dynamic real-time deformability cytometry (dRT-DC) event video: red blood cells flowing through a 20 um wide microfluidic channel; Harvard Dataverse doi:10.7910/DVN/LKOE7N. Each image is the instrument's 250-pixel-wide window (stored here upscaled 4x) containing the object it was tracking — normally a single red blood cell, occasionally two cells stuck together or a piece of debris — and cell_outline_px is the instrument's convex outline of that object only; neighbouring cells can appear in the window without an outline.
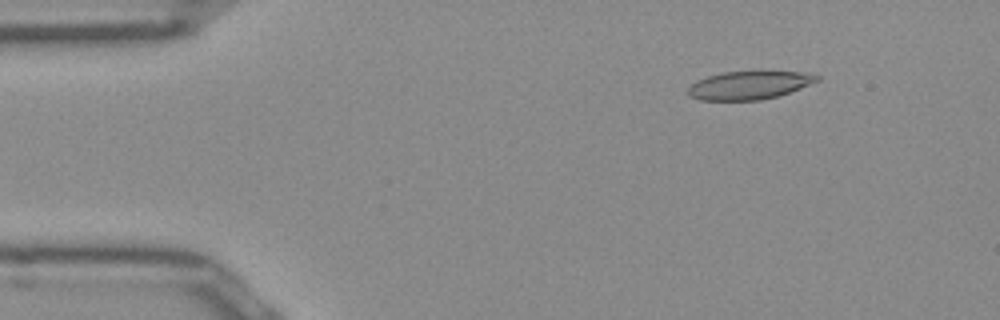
{"species": "Egyptian fruit bat (a non-hibernating species)", "species_latin": "Rousettus aegyptiacus", "temperature_condition": "room temperature", "stored_images_in_passage": 50, "camera_frame_rate_fps": 3000, "um_per_image_px": 0.085, "frame": {"image": 1, "passage_image": 6, "time_ms": 1.667, "image_size_px": [1000, 320], "cell_outline_px": [[820, 80], [800, 88], [776, 96], [760, 100], [700, 100], [688, 96], [688, 88], [696, 80], [708, 76], [724, 72], [800, 72], [820, 76]], "centroid_in_image_um": [63.64, 7.25], "position_along_channel_um": 21.4, "area_um2": 20.87}}
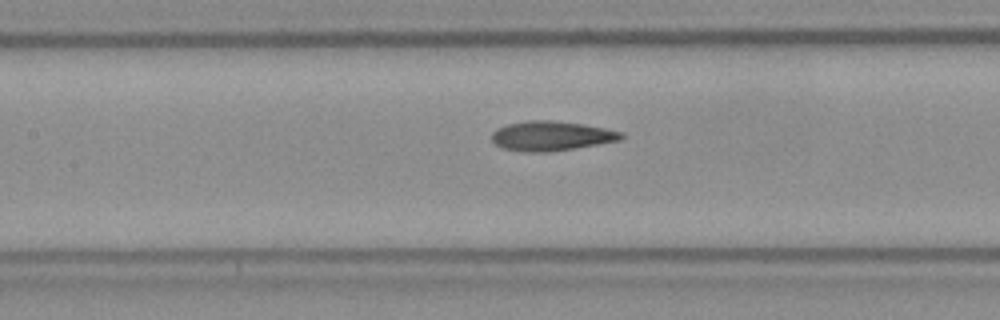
{"frame": {"image": 2, "passage_image": 22, "time_ms": 7.0, "image_size_px": [1000, 320], "cell_outline_px": [[624, 136], [620, 140], [548, 152], [524, 152], [504, 148], [496, 144], [492, 140], [492, 132], [496, 128], [508, 124], [528, 120], [552, 120], [584, 124], [624, 132]], "centroid_in_image_um": [46.85, 11.54], "position_along_channel_um": 160.6, "area_um2": 22.2}}
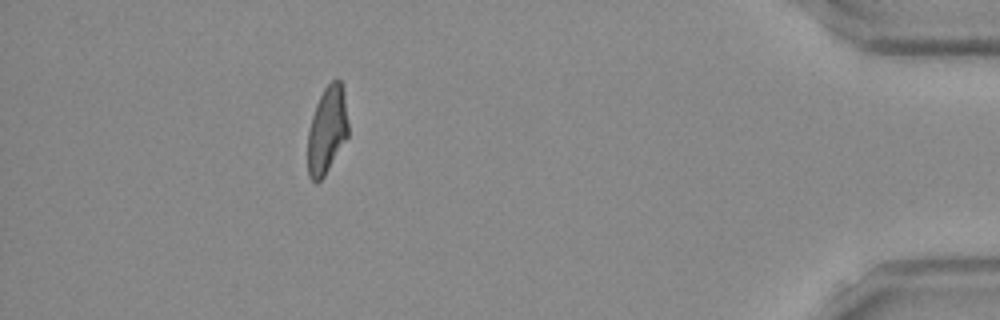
{"frame": {"image": 3, "passage_image": 45, "time_ms": 14.667, "image_size_px": [1000, 320], "cell_outline_px": [[348, 136], [324, 176], [316, 184], [308, 176], [308, 132], [312, 116], [316, 104], [324, 88], [332, 80], [340, 80], [344, 92], [348, 124]], "centroid_in_image_um": [27.79, 11.07], "position_along_channel_um": 407.4, "area_um2": 20.46}, "authors_computed_cell_mechanics": {"area_um2": 21.7617, "velocity_mm_per_s": 3.9741, "shape_relaxation_time_tau1_ms": null, "shape_relaxation_time_tau2_ms": 2.3046, "deformation_change_tau1": null, "deformation_change_tau2": 0.0967}}